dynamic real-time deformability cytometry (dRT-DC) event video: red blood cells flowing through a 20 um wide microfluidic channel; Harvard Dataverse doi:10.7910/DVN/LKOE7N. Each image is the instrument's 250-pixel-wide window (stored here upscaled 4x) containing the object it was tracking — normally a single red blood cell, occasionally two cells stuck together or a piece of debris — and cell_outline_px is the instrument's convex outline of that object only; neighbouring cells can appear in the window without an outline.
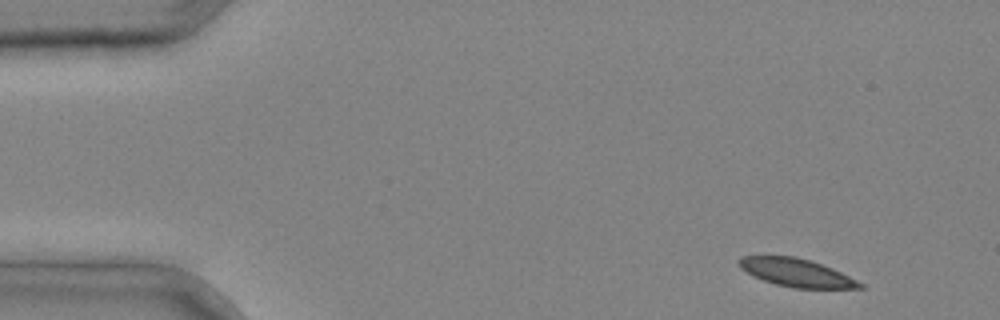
{"species": "common noctule bat (a hibernating species)", "species_latin": "Nyctalus noctula", "temperature_condition": "cold", "stored_images_in_passage": 3, "camera_frame_rate_fps": 3000, "um_per_image_px": 0.085, "animal": {"sex": "male", "body_mass_g": 20.4}, "frame": {"image": 1, "passage_image": 1, "time_ms": 0.0, "image_size_px": [1000, 320], "cell_outline_px": [[868, 288], [792, 288], [776, 284], [764, 280], [740, 268], [736, 260], [740, 256], [792, 256], [808, 260], [832, 268], [864, 284]], "centroid_in_image_um": [67.69, 23.18], "position_along_channel_um": 17.3, "area_um2": 19.48}}